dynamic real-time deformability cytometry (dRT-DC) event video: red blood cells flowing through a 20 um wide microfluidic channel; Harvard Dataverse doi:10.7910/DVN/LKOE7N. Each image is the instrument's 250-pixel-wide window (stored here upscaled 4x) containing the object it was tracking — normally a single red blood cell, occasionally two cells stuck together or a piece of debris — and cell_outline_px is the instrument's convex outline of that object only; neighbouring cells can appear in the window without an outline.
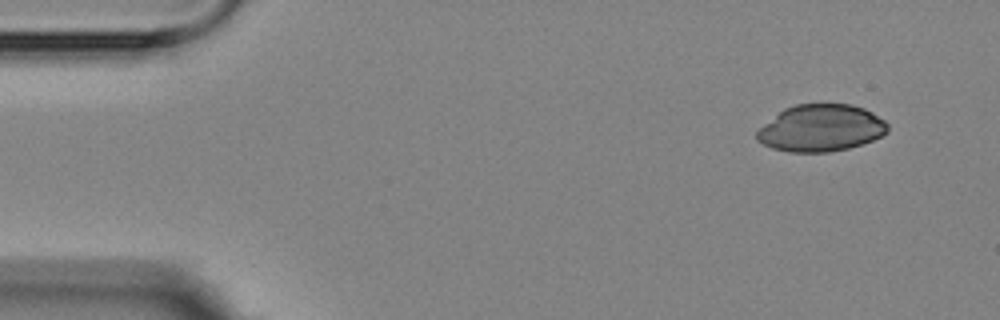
{"species": "Egyptian fruit bat (a non-hibernating species)", "species_latin": "Rousettus aegyptiacus", "temperature_condition": "room temperature", "stored_images_in_passage": 5, "camera_frame_rate_fps": 3000, "um_per_image_px": 0.085, "animal": {"sex": "female"}, "frame": {"image": 1, "passage_image": 1, "time_ms": 0.0, "image_size_px": [1000, 320], "cell_outline_px": [[888, 132], [864, 144], [848, 148], [828, 152], [788, 152], [772, 148], [756, 140], [756, 132], [764, 124], [784, 108], [796, 104], [852, 104], [864, 108], [872, 112], [884, 120], [888, 124]], "centroid_in_image_um": [69.79, 10.89], "position_along_channel_um": 15.2, "area_um2": 35.84}}